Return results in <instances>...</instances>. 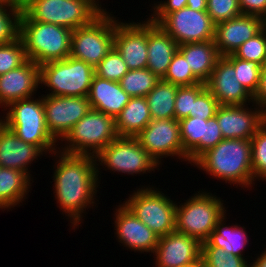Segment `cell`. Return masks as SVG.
Here are the masks:
<instances>
[{"label": "cell", "instance_id": "24", "mask_svg": "<svg viewBox=\"0 0 266 267\" xmlns=\"http://www.w3.org/2000/svg\"><path fill=\"white\" fill-rule=\"evenodd\" d=\"M130 99L119 82L93 76L88 94L91 109L116 118Z\"/></svg>", "mask_w": 266, "mask_h": 267}, {"label": "cell", "instance_id": "17", "mask_svg": "<svg viewBox=\"0 0 266 267\" xmlns=\"http://www.w3.org/2000/svg\"><path fill=\"white\" fill-rule=\"evenodd\" d=\"M202 243L187 234L173 231L159 237L153 256L155 267H187L201 259Z\"/></svg>", "mask_w": 266, "mask_h": 267}, {"label": "cell", "instance_id": "9", "mask_svg": "<svg viewBox=\"0 0 266 267\" xmlns=\"http://www.w3.org/2000/svg\"><path fill=\"white\" fill-rule=\"evenodd\" d=\"M156 189V190H155ZM159 188L142 186L133 190L123 204L159 237L176 230V206Z\"/></svg>", "mask_w": 266, "mask_h": 267}, {"label": "cell", "instance_id": "34", "mask_svg": "<svg viewBox=\"0 0 266 267\" xmlns=\"http://www.w3.org/2000/svg\"><path fill=\"white\" fill-rule=\"evenodd\" d=\"M252 172L254 180L266 181V125L263 123L251 138Z\"/></svg>", "mask_w": 266, "mask_h": 267}, {"label": "cell", "instance_id": "6", "mask_svg": "<svg viewBox=\"0 0 266 267\" xmlns=\"http://www.w3.org/2000/svg\"><path fill=\"white\" fill-rule=\"evenodd\" d=\"M194 193L176 206V231L205 242L218 221L226 214L224 200L205 190Z\"/></svg>", "mask_w": 266, "mask_h": 267}, {"label": "cell", "instance_id": "51", "mask_svg": "<svg viewBox=\"0 0 266 267\" xmlns=\"http://www.w3.org/2000/svg\"><path fill=\"white\" fill-rule=\"evenodd\" d=\"M263 29L266 32V16L263 18Z\"/></svg>", "mask_w": 266, "mask_h": 267}, {"label": "cell", "instance_id": "1", "mask_svg": "<svg viewBox=\"0 0 266 267\" xmlns=\"http://www.w3.org/2000/svg\"><path fill=\"white\" fill-rule=\"evenodd\" d=\"M51 157H56L57 161L54 162L52 176L57 207L67 219L70 218L71 227L75 230L82 224L86 208L97 207V188L101 184L97 178V162L91 155L66 154L59 150Z\"/></svg>", "mask_w": 266, "mask_h": 267}, {"label": "cell", "instance_id": "42", "mask_svg": "<svg viewBox=\"0 0 266 267\" xmlns=\"http://www.w3.org/2000/svg\"><path fill=\"white\" fill-rule=\"evenodd\" d=\"M219 106L217 99L205 88L193 102L189 117L203 118V120L211 119L216 116Z\"/></svg>", "mask_w": 266, "mask_h": 267}, {"label": "cell", "instance_id": "37", "mask_svg": "<svg viewBox=\"0 0 266 267\" xmlns=\"http://www.w3.org/2000/svg\"><path fill=\"white\" fill-rule=\"evenodd\" d=\"M201 259L206 267H251L248 258L234 256L226 253L219 247H202Z\"/></svg>", "mask_w": 266, "mask_h": 267}, {"label": "cell", "instance_id": "38", "mask_svg": "<svg viewBox=\"0 0 266 267\" xmlns=\"http://www.w3.org/2000/svg\"><path fill=\"white\" fill-rule=\"evenodd\" d=\"M26 60L24 44L20 37L0 45V75L19 67Z\"/></svg>", "mask_w": 266, "mask_h": 267}, {"label": "cell", "instance_id": "36", "mask_svg": "<svg viewBox=\"0 0 266 267\" xmlns=\"http://www.w3.org/2000/svg\"><path fill=\"white\" fill-rule=\"evenodd\" d=\"M127 72L126 63L115 47L108 52L95 68L96 76L114 82H119Z\"/></svg>", "mask_w": 266, "mask_h": 267}, {"label": "cell", "instance_id": "29", "mask_svg": "<svg viewBox=\"0 0 266 267\" xmlns=\"http://www.w3.org/2000/svg\"><path fill=\"white\" fill-rule=\"evenodd\" d=\"M183 150L187 154V164L193 163L204 154V131L206 120L186 117L178 121Z\"/></svg>", "mask_w": 266, "mask_h": 267}, {"label": "cell", "instance_id": "48", "mask_svg": "<svg viewBox=\"0 0 266 267\" xmlns=\"http://www.w3.org/2000/svg\"><path fill=\"white\" fill-rule=\"evenodd\" d=\"M258 255H256L257 257L254 258L255 260L251 262V267H266V248Z\"/></svg>", "mask_w": 266, "mask_h": 267}, {"label": "cell", "instance_id": "8", "mask_svg": "<svg viewBox=\"0 0 266 267\" xmlns=\"http://www.w3.org/2000/svg\"><path fill=\"white\" fill-rule=\"evenodd\" d=\"M94 75L92 66L68 56L40 65V86L49 90L45 95L88 97Z\"/></svg>", "mask_w": 266, "mask_h": 267}, {"label": "cell", "instance_id": "30", "mask_svg": "<svg viewBox=\"0 0 266 267\" xmlns=\"http://www.w3.org/2000/svg\"><path fill=\"white\" fill-rule=\"evenodd\" d=\"M178 86L162 79L145 97L152 119L175 118L174 102Z\"/></svg>", "mask_w": 266, "mask_h": 267}, {"label": "cell", "instance_id": "49", "mask_svg": "<svg viewBox=\"0 0 266 267\" xmlns=\"http://www.w3.org/2000/svg\"><path fill=\"white\" fill-rule=\"evenodd\" d=\"M33 0H9V4L19 10L25 9Z\"/></svg>", "mask_w": 266, "mask_h": 267}, {"label": "cell", "instance_id": "46", "mask_svg": "<svg viewBox=\"0 0 266 267\" xmlns=\"http://www.w3.org/2000/svg\"><path fill=\"white\" fill-rule=\"evenodd\" d=\"M253 101L263 110L266 109V62L261 66L259 87L253 96Z\"/></svg>", "mask_w": 266, "mask_h": 267}, {"label": "cell", "instance_id": "45", "mask_svg": "<svg viewBox=\"0 0 266 267\" xmlns=\"http://www.w3.org/2000/svg\"><path fill=\"white\" fill-rule=\"evenodd\" d=\"M242 14L261 17L266 16V0H239Z\"/></svg>", "mask_w": 266, "mask_h": 267}, {"label": "cell", "instance_id": "2", "mask_svg": "<svg viewBox=\"0 0 266 267\" xmlns=\"http://www.w3.org/2000/svg\"><path fill=\"white\" fill-rule=\"evenodd\" d=\"M196 166H195V165ZM193 166L241 189L255 184L252 172L251 139H223L202 154ZM232 183V184H231Z\"/></svg>", "mask_w": 266, "mask_h": 267}, {"label": "cell", "instance_id": "5", "mask_svg": "<svg viewBox=\"0 0 266 267\" xmlns=\"http://www.w3.org/2000/svg\"><path fill=\"white\" fill-rule=\"evenodd\" d=\"M100 0H33L20 20L51 23L75 30L91 24L106 9Z\"/></svg>", "mask_w": 266, "mask_h": 267}, {"label": "cell", "instance_id": "44", "mask_svg": "<svg viewBox=\"0 0 266 267\" xmlns=\"http://www.w3.org/2000/svg\"><path fill=\"white\" fill-rule=\"evenodd\" d=\"M223 140L216 117L206 120L204 131V153Z\"/></svg>", "mask_w": 266, "mask_h": 267}, {"label": "cell", "instance_id": "19", "mask_svg": "<svg viewBox=\"0 0 266 267\" xmlns=\"http://www.w3.org/2000/svg\"><path fill=\"white\" fill-rule=\"evenodd\" d=\"M234 75V66L224 56H221L217 60L209 80L205 83L206 88L217 99L219 105L252 104L253 96Z\"/></svg>", "mask_w": 266, "mask_h": 267}, {"label": "cell", "instance_id": "4", "mask_svg": "<svg viewBox=\"0 0 266 267\" xmlns=\"http://www.w3.org/2000/svg\"><path fill=\"white\" fill-rule=\"evenodd\" d=\"M72 30L33 20H20L21 38L27 59L39 66L70 56Z\"/></svg>", "mask_w": 266, "mask_h": 267}, {"label": "cell", "instance_id": "13", "mask_svg": "<svg viewBox=\"0 0 266 267\" xmlns=\"http://www.w3.org/2000/svg\"><path fill=\"white\" fill-rule=\"evenodd\" d=\"M158 25L179 45L214 40L216 24L206 11L188 7L167 14Z\"/></svg>", "mask_w": 266, "mask_h": 267}, {"label": "cell", "instance_id": "33", "mask_svg": "<svg viewBox=\"0 0 266 267\" xmlns=\"http://www.w3.org/2000/svg\"><path fill=\"white\" fill-rule=\"evenodd\" d=\"M162 80L177 86H191L201 83L193 75L192 69L187 63L186 58L179 50L174 54Z\"/></svg>", "mask_w": 266, "mask_h": 267}, {"label": "cell", "instance_id": "10", "mask_svg": "<svg viewBox=\"0 0 266 267\" xmlns=\"http://www.w3.org/2000/svg\"><path fill=\"white\" fill-rule=\"evenodd\" d=\"M97 178L99 176L100 166L110 170V173L117 172L127 175L147 174L150 171L160 170L156 161L139 144L135 137L118 136L115 140L103 148L96 156ZM99 162V163H98ZM105 166V167H104ZM107 167V169H106ZM100 178V180H99Z\"/></svg>", "mask_w": 266, "mask_h": 267}, {"label": "cell", "instance_id": "40", "mask_svg": "<svg viewBox=\"0 0 266 267\" xmlns=\"http://www.w3.org/2000/svg\"><path fill=\"white\" fill-rule=\"evenodd\" d=\"M205 88V83H198L191 86H178L174 102L176 120L179 121L189 117V112H192L193 102Z\"/></svg>", "mask_w": 266, "mask_h": 267}, {"label": "cell", "instance_id": "3", "mask_svg": "<svg viewBox=\"0 0 266 267\" xmlns=\"http://www.w3.org/2000/svg\"><path fill=\"white\" fill-rule=\"evenodd\" d=\"M40 96L11 102L4 108L5 114L0 121L25 143L35 145L51 155L58 150L60 142L47 129L43 96Z\"/></svg>", "mask_w": 266, "mask_h": 267}, {"label": "cell", "instance_id": "25", "mask_svg": "<svg viewBox=\"0 0 266 267\" xmlns=\"http://www.w3.org/2000/svg\"><path fill=\"white\" fill-rule=\"evenodd\" d=\"M192 69L193 75L201 82L206 83L221 57L214 44V40L197 43H185L178 46Z\"/></svg>", "mask_w": 266, "mask_h": 267}, {"label": "cell", "instance_id": "26", "mask_svg": "<svg viewBox=\"0 0 266 267\" xmlns=\"http://www.w3.org/2000/svg\"><path fill=\"white\" fill-rule=\"evenodd\" d=\"M227 215L225 214L216 224L208 239L202 243V247H219L226 253L245 258L243 255L246 245L249 244L246 228L241 225H226Z\"/></svg>", "mask_w": 266, "mask_h": 267}, {"label": "cell", "instance_id": "31", "mask_svg": "<svg viewBox=\"0 0 266 267\" xmlns=\"http://www.w3.org/2000/svg\"><path fill=\"white\" fill-rule=\"evenodd\" d=\"M160 78L148 68L128 70L119 84L130 97H146Z\"/></svg>", "mask_w": 266, "mask_h": 267}, {"label": "cell", "instance_id": "27", "mask_svg": "<svg viewBox=\"0 0 266 267\" xmlns=\"http://www.w3.org/2000/svg\"><path fill=\"white\" fill-rule=\"evenodd\" d=\"M33 182L20 170L0 167V210L20 206L27 199Z\"/></svg>", "mask_w": 266, "mask_h": 267}, {"label": "cell", "instance_id": "52", "mask_svg": "<svg viewBox=\"0 0 266 267\" xmlns=\"http://www.w3.org/2000/svg\"><path fill=\"white\" fill-rule=\"evenodd\" d=\"M264 124L266 125V109H264Z\"/></svg>", "mask_w": 266, "mask_h": 267}, {"label": "cell", "instance_id": "43", "mask_svg": "<svg viewBox=\"0 0 266 267\" xmlns=\"http://www.w3.org/2000/svg\"><path fill=\"white\" fill-rule=\"evenodd\" d=\"M152 5L153 13L148 18L152 23L158 24L167 14L180 10L187 5V0L158 1Z\"/></svg>", "mask_w": 266, "mask_h": 267}, {"label": "cell", "instance_id": "14", "mask_svg": "<svg viewBox=\"0 0 266 267\" xmlns=\"http://www.w3.org/2000/svg\"><path fill=\"white\" fill-rule=\"evenodd\" d=\"M46 126L61 141L91 109L88 97L43 95Z\"/></svg>", "mask_w": 266, "mask_h": 267}, {"label": "cell", "instance_id": "7", "mask_svg": "<svg viewBox=\"0 0 266 267\" xmlns=\"http://www.w3.org/2000/svg\"><path fill=\"white\" fill-rule=\"evenodd\" d=\"M118 137L115 118L90 109L60 141L59 151L66 154L96 156ZM92 151V152H91Z\"/></svg>", "mask_w": 266, "mask_h": 267}, {"label": "cell", "instance_id": "32", "mask_svg": "<svg viewBox=\"0 0 266 267\" xmlns=\"http://www.w3.org/2000/svg\"><path fill=\"white\" fill-rule=\"evenodd\" d=\"M235 69V77L246 90L254 96L258 90L261 74V65L255 61H245L233 54L224 56Z\"/></svg>", "mask_w": 266, "mask_h": 267}, {"label": "cell", "instance_id": "12", "mask_svg": "<svg viewBox=\"0 0 266 267\" xmlns=\"http://www.w3.org/2000/svg\"><path fill=\"white\" fill-rule=\"evenodd\" d=\"M135 138L159 166L164 157L187 161L180 139L179 122L175 118L152 119Z\"/></svg>", "mask_w": 266, "mask_h": 267}, {"label": "cell", "instance_id": "22", "mask_svg": "<svg viewBox=\"0 0 266 267\" xmlns=\"http://www.w3.org/2000/svg\"><path fill=\"white\" fill-rule=\"evenodd\" d=\"M43 154L39 147L25 143L0 121V167L20 170L33 180L30 166Z\"/></svg>", "mask_w": 266, "mask_h": 267}, {"label": "cell", "instance_id": "16", "mask_svg": "<svg viewBox=\"0 0 266 267\" xmlns=\"http://www.w3.org/2000/svg\"><path fill=\"white\" fill-rule=\"evenodd\" d=\"M251 107L219 106L215 117L223 139H251L256 134L257 129L264 123V110L254 102Z\"/></svg>", "mask_w": 266, "mask_h": 267}, {"label": "cell", "instance_id": "35", "mask_svg": "<svg viewBox=\"0 0 266 267\" xmlns=\"http://www.w3.org/2000/svg\"><path fill=\"white\" fill-rule=\"evenodd\" d=\"M22 11L10 4L0 2V45L19 37V22Z\"/></svg>", "mask_w": 266, "mask_h": 267}, {"label": "cell", "instance_id": "28", "mask_svg": "<svg viewBox=\"0 0 266 267\" xmlns=\"http://www.w3.org/2000/svg\"><path fill=\"white\" fill-rule=\"evenodd\" d=\"M152 120L145 97H131L115 118L118 136L135 137Z\"/></svg>", "mask_w": 266, "mask_h": 267}, {"label": "cell", "instance_id": "39", "mask_svg": "<svg viewBox=\"0 0 266 267\" xmlns=\"http://www.w3.org/2000/svg\"><path fill=\"white\" fill-rule=\"evenodd\" d=\"M233 55L245 61H255L262 66L266 59V32L264 29L244 42Z\"/></svg>", "mask_w": 266, "mask_h": 267}, {"label": "cell", "instance_id": "47", "mask_svg": "<svg viewBox=\"0 0 266 267\" xmlns=\"http://www.w3.org/2000/svg\"><path fill=\"white\" fill-rule=\"evenodd\" d=\"M186 7L195 11H206L207 0H187Z\"/></svg>", "mask_w": 266, "mask_h": 267}, {"label": "cell", "instance_id": "20", "mask_svg": "<svg viewBox=\"0 0 266 267\" xmlns=\"http://www.w3.org/2000/svg\"><path fill=\"white\" fill-rule=\"evenodd\" d=\"M263 29V19L253 15H239L215 26L214 44L220 56L233 54L244 42Z\"/></svg>", "mask_w": 266, "mask_h": 267}, {"label": "cell", "instance_id": "15", "mask_svg": "<svg viewBox=\"0 0 266 267\" xmlns=\"http://www.w3.org/2000/svg\"><path fill=\"white\" fill-rule=\"evenodd\" d=\"M114 47L128 70L147 68V19L142 22H121L115 17Z\"/></svg>", "mask_w": 266, "mask_h": 267}, {"label": "cell", "instance_id": "53", "mask_svg": "<svg viewBox=\"0 0 266 267\" xmlns=\"http://www.w3.org/2000/svg\"><path fill=\"white\" fill-rule=\"evenodd\" d=\"M0 2H4V3L9 4V0H0Z\"/></svg>", "mask_w": 266, "mask_h": 267}, {"label": "cell", "instance_id": "41", "mask_svg": "<svg viewBox=\"0 0 266 267\" xmlns=\"http://www.w3.org/2000/svg\"><path fill=\"white\" fill-rule=\"evenodd\" d=\"M206 12L215 24L242 15L239 0H207Z\"/></svg>", "mask_w": 266, "mask_h": 267}, {"label": "cell", "instance_id": "18", "mask_svg": "<svg viewBox=\"0 0 266 267\" xmlns=\"http://www.w3.org/2000/svg\"><path fill=\"white\" fill-rule=\"evenodd\" d=\"M114 230L116 240L127 250L154 253L159 236L140 221L123 203L116 205Z\"/></svg>", "mask_w": 266, "mask_h": 267}, {"label": "cell", "instance_id": "23", "mask_svg": "<svg viewBox=\"0 0 266 267\" xmlns=\"http://www.w3.org/2000/svg\"><path fill=\"white\" fill-rule=\"evenodd\" d=\"M147 46V68L162 79L178 50V44L158 24L147 18Z\"/></svg>", "mask_w": 266, "mask_h": 267}, {"label": "cell", "instance_id": "50", "mask_svg": "<svg viewBox=\"0 0 266 267\" xmlns=\"http://www.w3.org/2000/svg\"><path fill=\"white\" fill-rule=\"evenodd\" d=\"M187 267H206V264L202 259H200L199 261H197L194 264L189 265Z\"/></svg>", "mask_w": 266, "mask_h": 267}, {"label": "cell", "instance_id": "11", "mask_svg": "<svg viewBox=\"0 0 266 267\" xmlns=\"http://www.w3.org/2000/svg\"><path fill=\"white\" fill-rule=\"evenodd\" d=\"M106 10L91 24L72 32L70 56L94 69L114 47L115 15Z\"/></svg>", "mask_w": 266, "mask_h": 267}, {"label": "cell", "instance_id": "21", "mask_svg": "<svg viewBox=\"0 0 266 267\" xmlns=\"http://www.w3.org/2000/svg\"><path fill=\"white\" fill-rule=\"evenodd\" d=\"M40 88V66L27 59L19 67L0 75V106L34 96Z\"/></svg>", "mask_w": 266, "mask_h": 267}]
</instances>
